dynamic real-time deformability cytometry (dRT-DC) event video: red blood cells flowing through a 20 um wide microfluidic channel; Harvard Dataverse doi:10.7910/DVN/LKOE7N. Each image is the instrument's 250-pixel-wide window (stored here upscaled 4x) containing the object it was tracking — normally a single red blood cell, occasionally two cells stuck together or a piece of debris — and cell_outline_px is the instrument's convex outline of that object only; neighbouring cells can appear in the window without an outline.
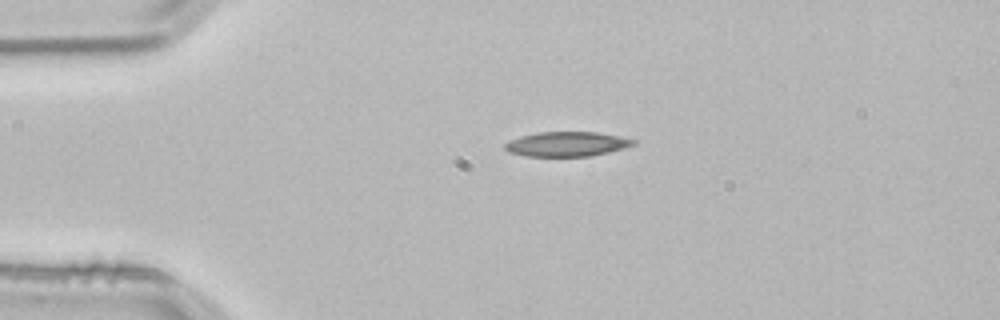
{"species": "common noctule bat (a hibernating species)", "species_latin": "Nyctalus noctula", "temperature_condition": "room temperature", "stored_images_in_passage": 2, "camera_frame_rate_fps": 3000, "um_per_image_px": 0.085, "animal": {"sex": "male", "body_mass_g": 21.5, "forearm_length_mm": 52.0}, "frame": {"image": 1, "passage_image": 1, "time_ms": 0.0, "image_size_px": [1000, 320], "cell_outline_px": [[636, 144], [624, 148], [608, 152], [588, 156], [524, 156], [508, 152], [504, 148], [504, 144], [508, 140], [520, 136], [536, 132], [596, 132], [636, 140]], "centroid_in_image_um": [48.12, 12.24], "position_along_channel_um": 36.9, "area_um2": 18.44}}